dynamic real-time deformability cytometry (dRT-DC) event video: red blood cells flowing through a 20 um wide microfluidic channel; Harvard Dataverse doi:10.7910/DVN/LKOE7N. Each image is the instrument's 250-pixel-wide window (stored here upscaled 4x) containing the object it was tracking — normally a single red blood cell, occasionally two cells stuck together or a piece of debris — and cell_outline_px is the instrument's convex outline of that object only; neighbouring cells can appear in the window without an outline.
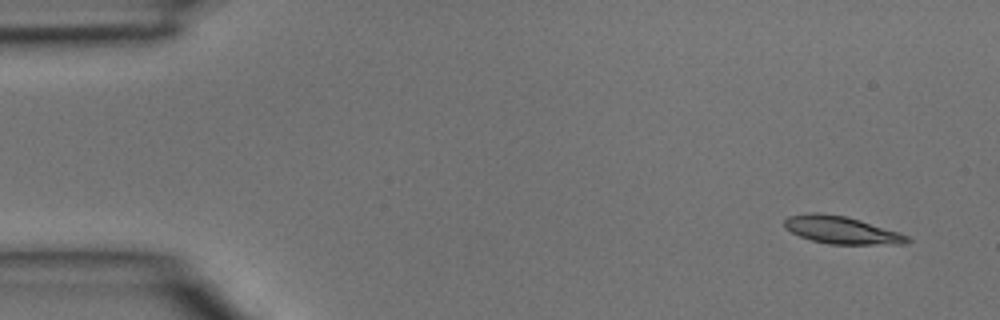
{"species": "common noctule bat (a hibernating species)", "species_latin": "Nyctalus noctula", "temperature_condition": "room temperature", "stored_images_in_passage": 4, "camera_frame_rate_fps": 3000, "um_per_image_px": 0.085, "animal": {"sex": "male", "body_mass_g": 15.6}, "frame": {"image": 1, "passage_image": 1, "time_ms": 0.0, "image_size_px": [1000, 320], "cell_outline_px": [[912, 240], [908, 244], [828, 244], [812, 240], [800, 236], [784, 228], [784, 220], [788, 216], [808, 212], [816, 212], [844, 216], [860, 220], [900, 232], [908, 236]], "centroid_in_image_um": [71.54, 19.55], "position_along_channel_um": 13.5, "area_um2": 19.77}}